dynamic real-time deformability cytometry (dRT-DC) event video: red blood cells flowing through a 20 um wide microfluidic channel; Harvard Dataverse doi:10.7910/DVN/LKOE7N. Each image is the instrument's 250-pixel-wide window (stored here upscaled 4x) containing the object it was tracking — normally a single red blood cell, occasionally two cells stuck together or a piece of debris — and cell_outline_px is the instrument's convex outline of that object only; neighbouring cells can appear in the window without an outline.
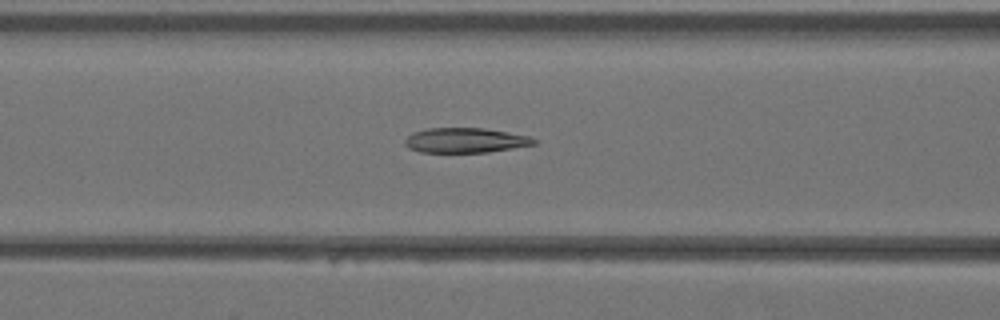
{"species": "Egyptian fruit bat (a non-hibernating species)", "species_latin": "Rousettus aegyptiacus", "temperature_condition": "warm", "stored_images_in_passage": 36, "camera_frame_rate_fps": 3000, "um_per_image_px": 0.085, "animal": {"sex": "female"}, "frame": {"image": 1, "passage_image": 17, "time_ms": 5.333, "image_size_px": [1000, 320], "cell_outline_px": [[536, 144], [488, 152], [420, 152], [408, 148], [404, 144], [404, 140], [412, 132], [428, 128], [484, 128], [528, 136], [536, 140]], "centroid_in_image_um": [39.5, 11.93], "position_along_channel_um": 127.1, "area_um2": 18.61}}
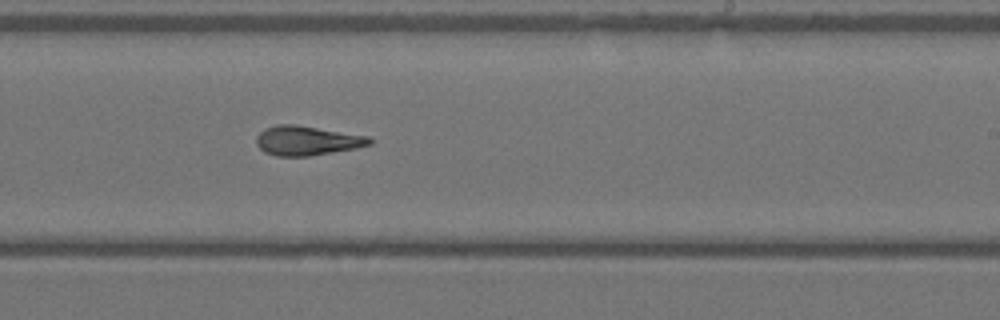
{"frame": {"image": 2, "passage_image": 25, "time_ms": 8.0, "image_size_px": [1000, 320], "cell_outline_px": [[372, 144], [356, 148], [308, 156], [276, 156], [264, 152], [256, 144], [256, 136], [264, 128], [276, 124], [296, 124], [368, 136], [372, 140]], "centroid_in_image_um": [26.06, 11.94], "position_along_channel_um": 262.9, "area_um2": 19.48}}
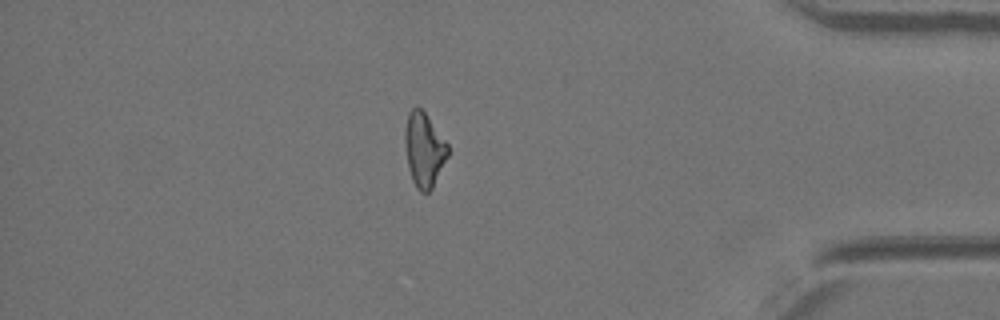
{"frame": {"image": 3, "passage_image": 35, "time_ms": 11.333, "image_size_px": [1000, 320], "cell_outline_px": [[448, 156], [432, 188], [428, 192], [420, 192], [416, 188], [412, 180], [408, 168], [404, 144], [404, 132], [408, 112], [412, 108], [420, 108], [424, 112], [448, 144]], "centroid_in_image_um": [36.02, 12.74], "position_along_channel_um": 399.2, "area_um2": 18.5}}